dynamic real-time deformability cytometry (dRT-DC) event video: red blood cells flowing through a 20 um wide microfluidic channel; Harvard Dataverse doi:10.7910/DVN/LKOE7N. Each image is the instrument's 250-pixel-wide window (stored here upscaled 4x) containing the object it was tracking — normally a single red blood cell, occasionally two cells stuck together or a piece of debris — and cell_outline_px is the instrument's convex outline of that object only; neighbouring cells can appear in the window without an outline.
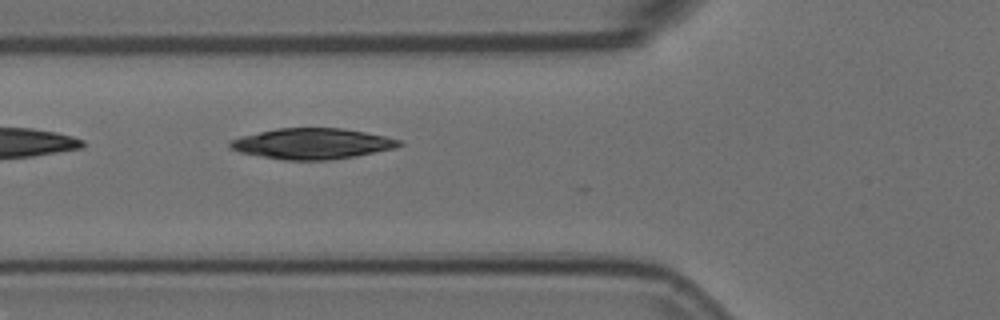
{"species": "Egyptian fruit bat (a non-hibernating species)", "species_latin": "Rousettus aegyptiacus", "temperature_condition": "room temperature", "stored_images_in_passage": 5, "camera_frame_rate_fps": 3000, "um_per_image_px": 0.085, "animal": {"sex": "female"}, "frame": {"image": 1, "passage_image": 5, "time_ms": 1.333, "image_size_px": [1000, 320], "cell_outline_px": [[404, 144], [396, 148], [356, 156], [332, 160], [284, 160], [240, 152], [228, 148], [228, 140], [276, 128], [344, 128], [384, 136], [400, 140]], "centroid_in_image_um": [26.54, 12.21], "position_along_channel_um": 99.3, "area_um2": 30.29}}